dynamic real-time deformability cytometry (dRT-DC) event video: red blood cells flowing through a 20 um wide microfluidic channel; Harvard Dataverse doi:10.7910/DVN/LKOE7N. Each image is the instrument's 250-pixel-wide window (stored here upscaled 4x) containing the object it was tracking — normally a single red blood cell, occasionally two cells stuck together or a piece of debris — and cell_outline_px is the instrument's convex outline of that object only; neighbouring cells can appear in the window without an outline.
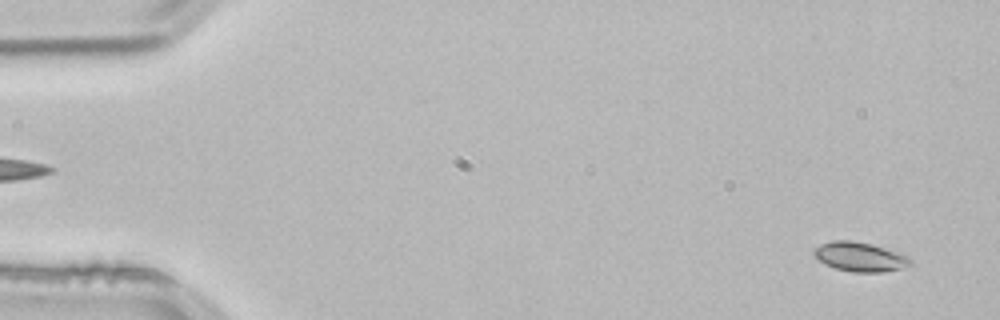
{"species": "common noctule bat (a hibernating species)", "species_latin": "Nyctalus noctula", "temperature_condition": "room temperature", "stored_images_in_passage": 21, "camera_frame_rate_fps": 3000, "um_per_image_px": 0.085, "animal": {"sex": "male", "body_mass_g": 21.5, "forearm_length_mm": 52.0}, "frame": {"image": 1, "passage_image": 3, "time_ms": 0.667, "image_size_px": [1000, 320], "cell_outline_px": [[912, 264], [900, 268], [884, 272], [852, 272], [836, 268], [824, 264], [812, 252], [820, 244], [832, 240], [852, 240], [872, 244], [908, 256], [912, 260]], "centroid_in_image_um": [73.09, 21.82], "position_along_channel_um": 11.9, "area_um2": 16.36}}
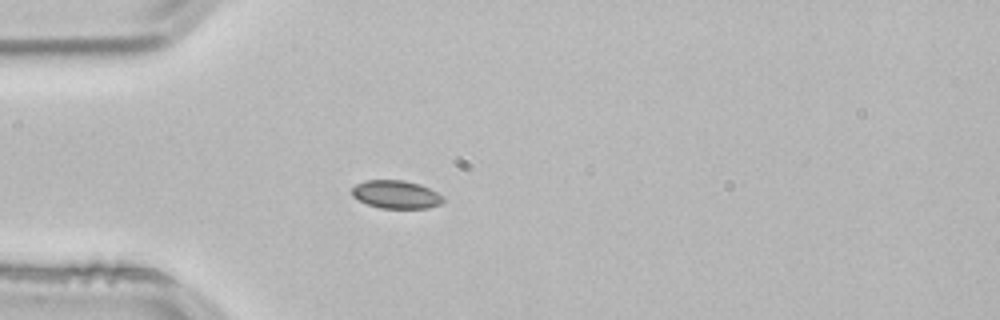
{"frame": {"image": 2, "passage_image": 15, "time_ms": 4.667, "image_size_px": [1000, 320], "cell_outline_px": [[444, 200], [440, 204], [428, 208], [380, 208], [368, 204], [352, 196], [352, 188], [356, 184], [364, 180], [404, 180], [420, 184], [444, 196]], "centroid_in_image_um": [33.67, 16.52], "position_along_channel_um": 51.3, "area_um2": 14.91}}